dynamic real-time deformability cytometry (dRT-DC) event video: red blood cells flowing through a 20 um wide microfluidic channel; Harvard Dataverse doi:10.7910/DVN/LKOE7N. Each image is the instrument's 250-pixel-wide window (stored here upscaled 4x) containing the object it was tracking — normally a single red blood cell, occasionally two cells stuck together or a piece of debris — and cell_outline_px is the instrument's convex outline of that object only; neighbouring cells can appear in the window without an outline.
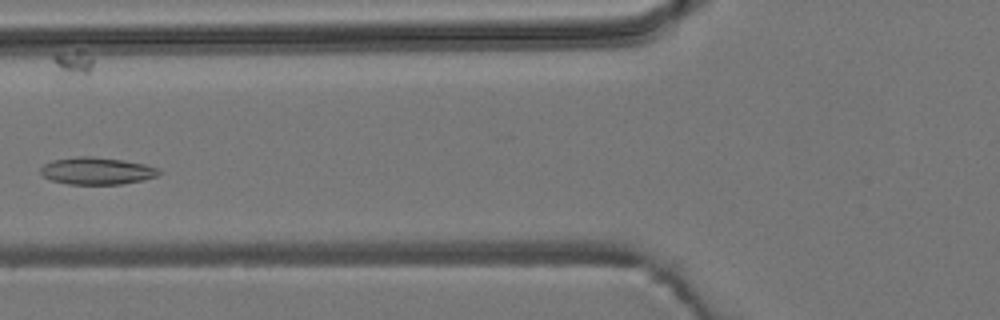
{"species": "common noctule bat (a hibernating species)", "species_latin": "Nyctalus noctula", "temperature_condition": "room temperature", "stored_images_in_passage": 7, "camera_frame_rate_fps": 3000, "um_per_image_px": 0.085, "animal": {"sex": "male", "body_mass_g": 19.2, "forearm_length_mm": 51.8}, "frame": {"image": 1, "passage_image": 5, "time_ms": 4.667, "image_size_px": [1000, 320], "cell_outline_px": [[164, 172], [156, 176], [144, 180], [120, 184], [68, 184], [52, 180], [44, 176], [40, 172], [40, 168], [44, 164], [52, 160], [76, 156], [88, 156], [124, 160], [144, 164], [160, 168]], "centroid_in_image_um": [8.26, 14.52], "position_along_channel_um": 117.5, "area_um2": 18.84}}